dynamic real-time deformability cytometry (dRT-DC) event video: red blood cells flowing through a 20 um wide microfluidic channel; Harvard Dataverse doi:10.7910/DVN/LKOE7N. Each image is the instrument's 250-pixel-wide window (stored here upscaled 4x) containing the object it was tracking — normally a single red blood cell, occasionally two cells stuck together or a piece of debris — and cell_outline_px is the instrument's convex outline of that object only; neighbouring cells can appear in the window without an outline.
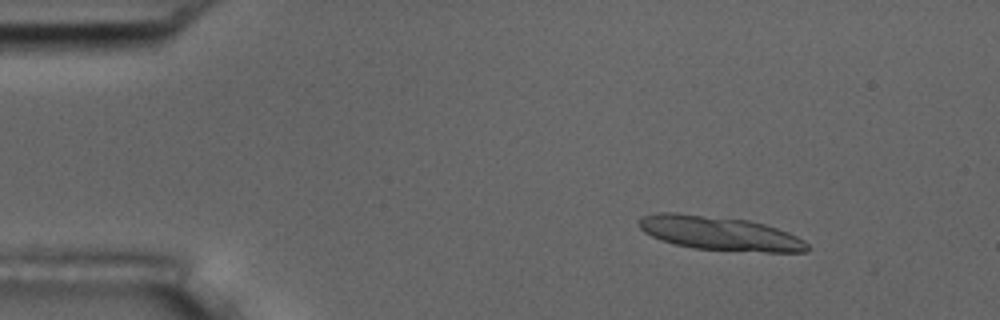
{"species": "common noctule bat (a hibernating species)", "species_latin": "Nyctalus noctula", "temperature_condition": "room temperature", "stored_images_in_passage": 17, "camera_frame_rate_fps": 3000, "um_per_image_px": 0.085, "animal": {"sex": "male", "body_mass_g": 17.5, "forearm_length_mm": 52.3}, "frame": {"image": 1, "passage_image": 8, "time_ms": 2.333, "image_size_px": [1000, 320], "cell_outline_px": [[812, 248], [808, 252], [764, 252], [692, 248], [660, 240], [644, 232], [640, 228], [640, 220], [644, 216], [656, 212], [676, 212], [748, 220], [764, 224], [788, 232], [804, 240]], "centroid_in_image_um": [61.21, 19.83], "position_along_channel_um": 23.8, "area_um2": 33.29}}